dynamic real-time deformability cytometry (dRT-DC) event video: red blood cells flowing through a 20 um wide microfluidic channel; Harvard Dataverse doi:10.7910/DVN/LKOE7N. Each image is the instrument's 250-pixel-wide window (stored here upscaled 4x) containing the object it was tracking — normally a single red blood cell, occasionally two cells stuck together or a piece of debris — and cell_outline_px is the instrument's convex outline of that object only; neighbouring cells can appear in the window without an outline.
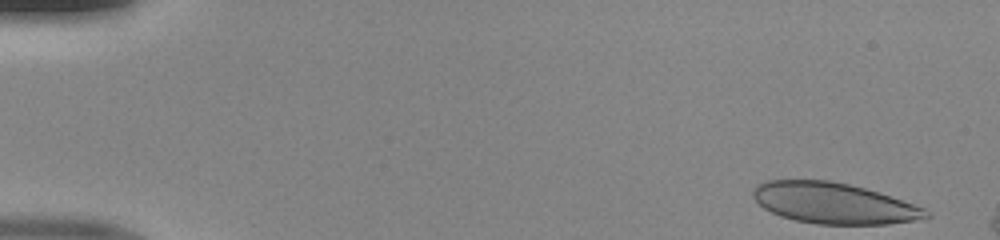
{"species": "human", "species_latin": "Homo sapiens", "temperature_condition": "room temperature", "stored_images_in_passage": 48, "segment_of_instrument_passage": [1, 2], "camera_frame_rate_fps": 3000, "um_per_image_px": 0.085, "donor": {"sex": "male"}, "frame": {"image": 1, "passage_image": 1, "time_ms": 0.0, "image_size_px": [1000, 240], "cell_outline_px": [[932, 216], [912, 220], [888, 224], [816, 224], [796, 220], [780, 216], [764, 208], [752, 196], [752, 188], [756, 184], [768, 180], [828, 180], [848, 184], [864, 188], [924, 208], [932, 212]], "centroid_in_image_um": [70.82, 17.27], "position_along_channel_um": 14.2, "area_um2": 40.86}}
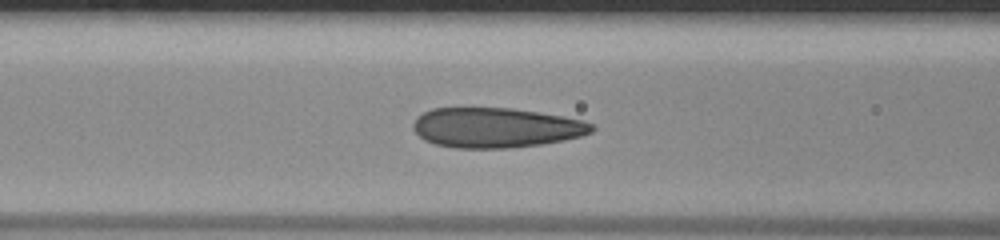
{"frame": {"image": 2, "passage_image": 19, "time_ms": 6.0, "image_size_px": [1000, 240], "cell_outline_px": [[596, 128], [592, 132], [580, 136], [564, 140], [540, 144], [508, 148], [456, 148], [436, 144], [424, 140], [412, 128], [412, 124], [416, 116], [432, 108], [512, 108], [540, 112], [564, 116], [584, 120], [592, 124]], "centroid_in_image_um": [42.15, 10.84], "position_along_channel_um": 124.4, "area_um2": 41.73}}
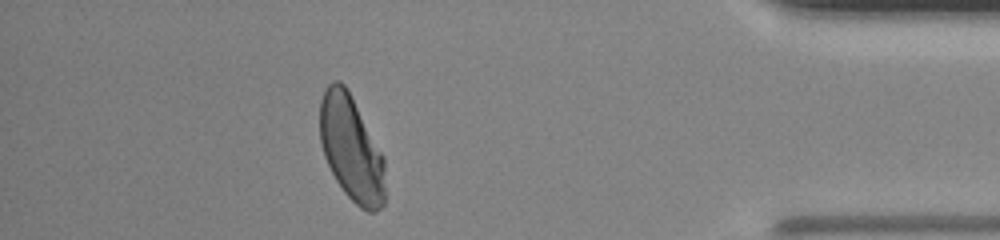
{"frame": {"image": 3, "passage_image": 42, "time_ms": 13.667, "image_size_px": [1000, 240], "cell_outline_px": [[384, 204], [376, 212], [368, 212], [360, 208], [344, 192], [336, 180], [324, 156], [320, 144], [320, 100], [328, 84], [332, 80], [340, 80], [344, 84], [384, 156]], "centroid_in_image_um": [29.85, 12.64], "position_along_channel_um": 405.4, "area_um2": 39.82}}